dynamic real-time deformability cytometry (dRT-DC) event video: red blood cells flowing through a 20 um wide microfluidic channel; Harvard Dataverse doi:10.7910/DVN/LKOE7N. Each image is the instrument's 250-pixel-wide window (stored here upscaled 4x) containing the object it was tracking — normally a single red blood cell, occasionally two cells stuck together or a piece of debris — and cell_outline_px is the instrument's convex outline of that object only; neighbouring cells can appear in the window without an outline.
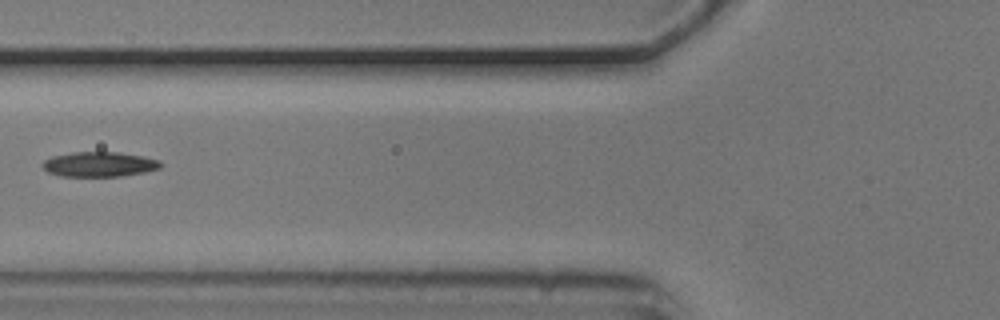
{"species": "common noctule bat (a hibernating species)", "species_latin": "Nyctalus noctula", "temperature_condition": "cold", "stored_images_in_passage": 6, "segment_of_instrument_passage": [2, 2], "camera_frame_rate_fps": 3000, "um_per_image_px": 0.085, "animal": {"sex": "male", "body_mass_g": 20.5, "forearm_length_mm": 52.5}, "frame": {"image": 1, "passage_image": 6, "time_ms": 1.667, "image_size_px": [1000, 320], "cell_outline_px": [[164, 164], [160, 168], [144, 172], [120, 176], [60, 176], [48, 172], [40, 164], [44, 160], [52, 156], [72, 152], [120, 152], [144, 156], [160, 160]], "centroid_in_image_um": [8.45, 13.95], "position_along_channel_um": 117.3, "area_um2": 17.28}}